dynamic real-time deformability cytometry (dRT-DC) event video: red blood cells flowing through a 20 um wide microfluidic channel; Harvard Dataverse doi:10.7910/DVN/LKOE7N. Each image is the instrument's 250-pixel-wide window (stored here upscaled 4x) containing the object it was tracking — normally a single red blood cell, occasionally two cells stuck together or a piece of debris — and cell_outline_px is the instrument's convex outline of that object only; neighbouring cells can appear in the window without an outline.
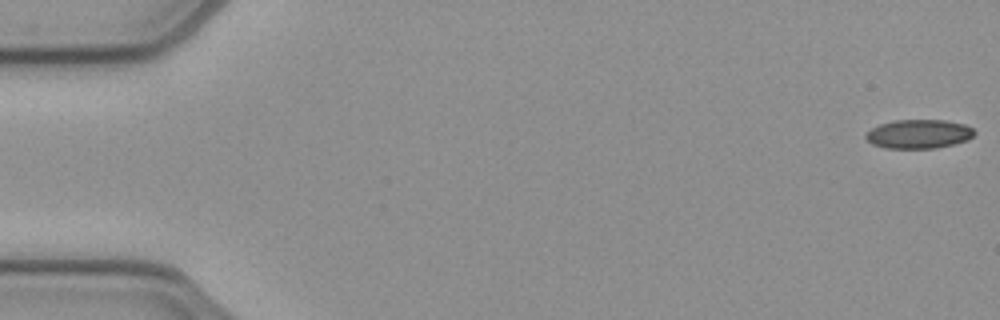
{"species": "common noctule bat (a hibernating species)", "species_latin": "Nyctalus noctula", "temperature_condition": "cold", "stored_images_in_passage": 52, "camera_frame_rate_fps": 3000, "um_per_image_px": 0.085, "animal": {"sex": "female", "body_mass_g": 21.9}, "frame": {"image": 1, "passage_image": 1, "time_ms": 0.0, "image_size_px": [1000, 320], "cell_outline_px": [[976, 132], [968, 140], [936, 148], [884, 148], [872, 144], [864, 136], [872, 128], [880, 124], [892, 120], [944, 120], [964, 124], [972, 128]], "centroid_in_image_um": [78.09, 11.38], "position_along_channel_um": 6.9, "area_um2": 18.26}}
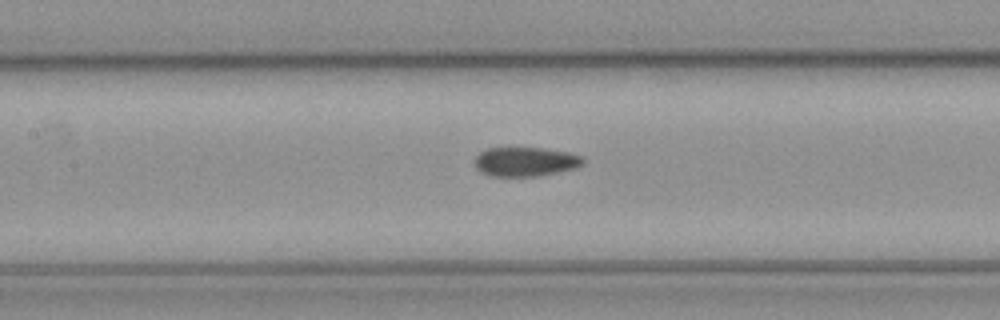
{"frame": {"image": 2, "passage_image": 24, "time_ms": 7.667, "image_size_px": [1000, 320], "cell_outline_px": [[584, 164], [576, 168], [540, 176], [492, 176], [480, 172], [476, 168], [476, 156], [480, 152], [488, 148], [544, 148], [568, 152], [584, 156]], "centroid_in_image_um": [44.7, 13.74], "position_along_channel_um": 162.7, "area_um2": 18.55}}
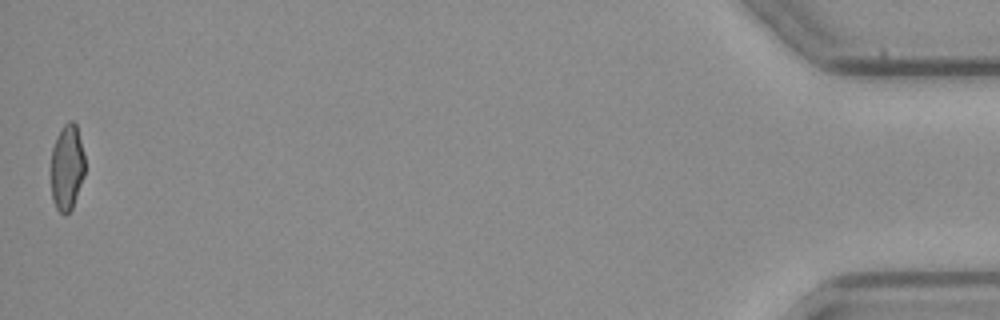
{"frame": {"image": 3, "passage_image": 52, "time_ms": 17.0, "image_size_px": [1000, 320], "cell_outline_px": [[84, 176], [72, 208], [64, 216], [56, 208], [52, 200], [52, 148], [56, 136], [64, 124], [68, 120], [72, 120], [76, 124], [84, 156]], "centroid_in_image_um": [5.69, 14.22], "position_along_channel_um": 429.5, "area_um2": 16.82}, "authors_computed_cell_mechanics": {"area_um2": 18.8717, "velocity_mm_per_s": 3.9425, "shape_relaxation_time_tau1_ms": null, "shape_relaxation_time_tau2_ms": 3.9145, "deformation_change_tau1": null, "deformation_change_tau2": 0.0872}}